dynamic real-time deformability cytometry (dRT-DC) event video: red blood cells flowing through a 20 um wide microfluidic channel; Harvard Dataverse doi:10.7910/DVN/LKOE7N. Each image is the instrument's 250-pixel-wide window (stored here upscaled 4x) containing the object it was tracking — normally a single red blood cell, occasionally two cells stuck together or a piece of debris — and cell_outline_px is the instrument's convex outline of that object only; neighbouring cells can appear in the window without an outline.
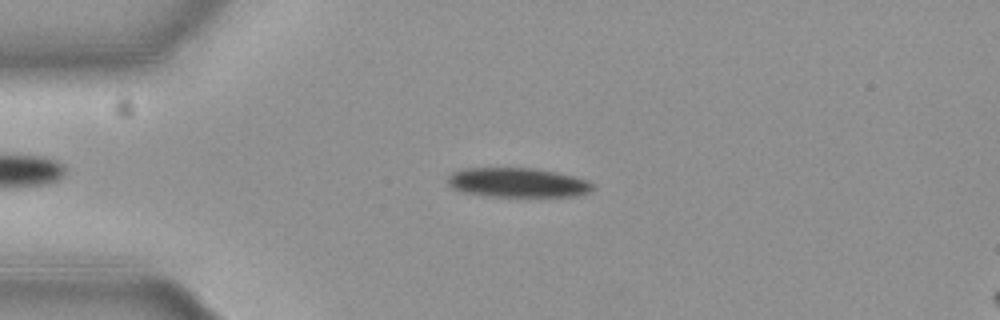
{"species": "common noctule bat (a hibernating species)", "species_latin": "Nyctalus noctula", "temperature_condition": "cold", "stored_images_in_passage": 13, "camera_frame_rate_fps": 3000, "um_per_image_px": 0.085, "animal": {"sex": "female", "body_mass_g": 19.3, "forearm_length_mm": 54.1}, "frame": {"image": 1, "passage_image": 10, "time_ms": 3.0, "image_size_px": [1000, 320], "cell_outline_px": [[592, 192], [576, 196], [528, 200], [488, 196], [464, 192], [452, 188], [448, 184], [448, 176], [452, 172], [464, 168], [536, 168], [556, 172], [588, 180], [592, 184]], "centroid_in_image_um": [44.05, 15.58], "position_along_channel_um": 41.0, "area_um2": 26.13}}